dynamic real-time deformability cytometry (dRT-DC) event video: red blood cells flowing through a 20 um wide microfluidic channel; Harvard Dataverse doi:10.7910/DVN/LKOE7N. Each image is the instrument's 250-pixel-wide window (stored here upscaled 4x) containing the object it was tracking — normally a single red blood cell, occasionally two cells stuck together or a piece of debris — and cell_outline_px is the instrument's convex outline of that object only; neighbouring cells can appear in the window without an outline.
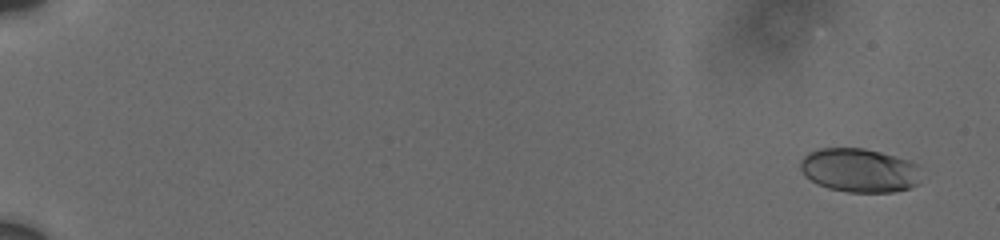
{"species": "human", "species_latin": "Homo sapiens", "temperature_condition": "cold", "stored_images_in_passage": 44, "camera_frame_rate_fps": 3000, "um_per_image_px": 0.085, "donor": {"sex": "male"}, "frame": {"image": 1, "passage_image": 1, "time_ms": 0.0, "image_size_px": [1000, 240], "cell_outline_px": [[916, 184], [908, 188], [892, 192], [848, 192], [828, 188], [816, 184], [804, 176], [800, 168], [800, 160], [808, 152], [820, 148], [864, 148], [896, 156], [908, 160], [916, 164]], "centroid_in_image_um": [72.94, 14.47], "position_along_channel_um": 12.1, "area_um2": 30.63}}
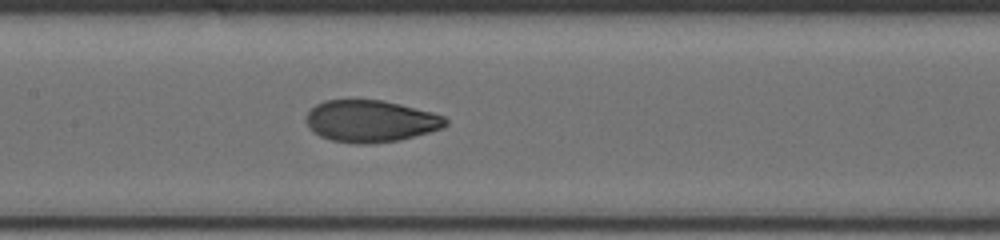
{"frame": {"image": 2, "passage_image": 24, "time_ms": 9.667, "image_size_px": [1000, 240], "cell_outline_px": [[448, 124], [444, 128], [400, 140], [372, 144], [356, 144], [332, 140], [320, 136], [308, 128], [308, 112], [316, 104], [324, 100], [380, 100], [400, 104], [432, 112], [444, 116], [448, 120]], "centroid_in_image_um": [31.54, 10.3], "position_along_channel_um": 175.9, "area_um2": 34.04}}
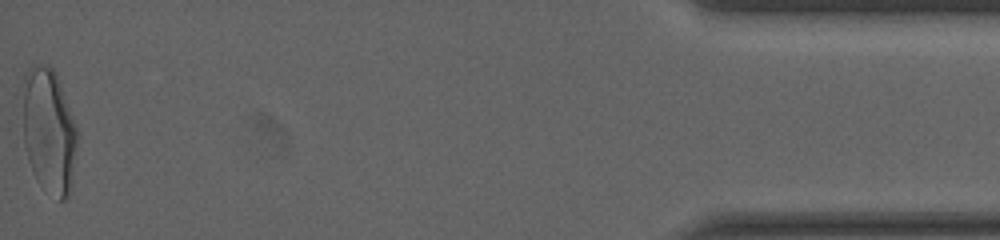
{"frame": {"image": 3, "passage_image": 44, "time_ms": 18.667, "image_size_px": [1000, 240], "cell_outline_px": [[80, 136], [72, 184], [68, 196], [64, 200], [60, 200], [40, 184], [36, 180], [28, 160], [24, 144], [24, 72], [32, 64], [40, 64], [52, 68], [56, 72], [80, 132]], "centroid_in_image_um": [4.21, 11.12], "position_along_channel_um": 431.0, "area_um2": 40.4}, "authors_computed_cell_mechanics": {"area_um2": 33.9575, "velocity_mm_per_s": 3.7206, "shape_relaxation_time_tau1_ms": 3.8013, "shape_relaxation_time_tau2_ms": 1.1528, "deformation_change_tau1": 0.1675, "deformation_change_tau2": 0.0575}}